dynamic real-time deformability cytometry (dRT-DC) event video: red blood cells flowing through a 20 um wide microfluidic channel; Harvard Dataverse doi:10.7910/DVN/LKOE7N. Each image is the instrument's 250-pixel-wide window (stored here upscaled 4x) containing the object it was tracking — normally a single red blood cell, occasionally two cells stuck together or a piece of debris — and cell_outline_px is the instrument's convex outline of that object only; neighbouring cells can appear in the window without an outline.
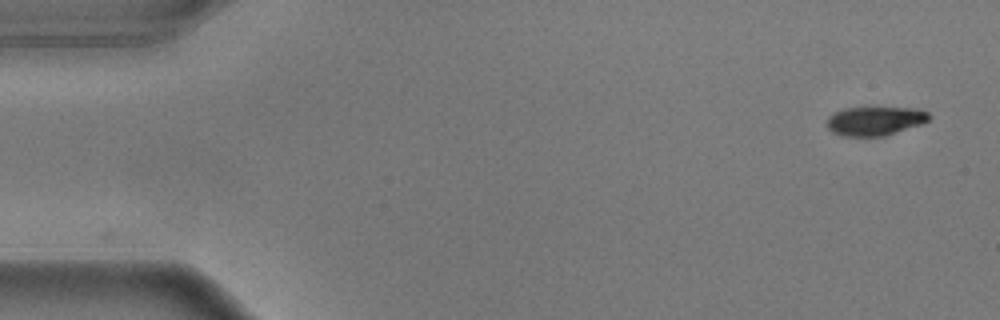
{"species": "common noctule bat (a hibernating species)", "species_latin": "Nyctalus noctula", "temperature_condition": "warm", "stored_images_in_passage": 54, "camera_frame_rate_fps": 3000, "um_per_image_px": 0.085, "animal": {"sex": "male", "body_mass_g": 17.9}, "frame": {"image": 1, "passage_image": 1, "time_ms": 0.0, "image_size_px": [1000, 320], "cell_outline_px": [[932, 116], [928, 120], [920, 124], [884, 136], [844, 136], [832, 132], [828, 128], [828, 116], [832, 112], [844, 108], [868, 104], [872, 104], [916, 108], [928, 112]], "centroid_in_image_um": [74.37, 10.2], "position_along_channel_um": 10.6, "area_um2": 18.21}}
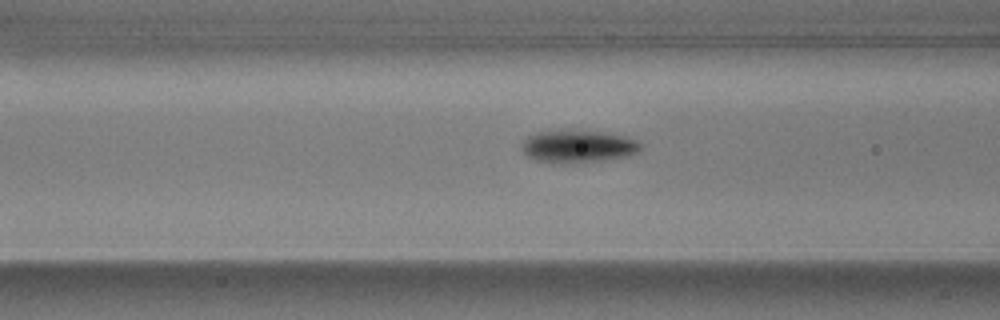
{"frame": {"image": 2, "passage_image": 20, "time_ms": 6.333, "image_size_px": [1000, 320], "cell_outline_px": [[644, 148], [628, 156], [604, 160], [572, 164], [556, 164], [532, 160], [520, 148], [520, 144], [528, 136], [536, 132], [604, 132], [624, 136], [636, 140], [644, 144]], "centroid_in_image_um": [49.13, 12.49], "position_along_channel_um": 117.5, "area_um2": 22.6}}
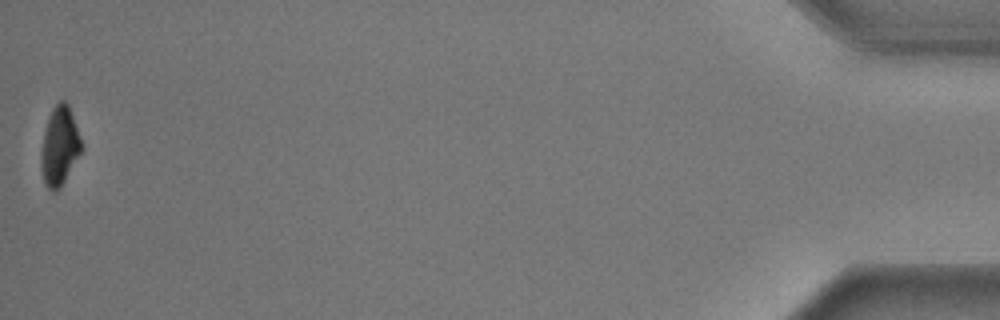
{"frame": {"image": 3, "passage_image": 54, "time_ms": 17.667, "image_size_px": [1000, 320], "cell_outline_px": [[84, 148], [60, 188], [56, 192], [52, 192], [44, 184], [40, 168], [40, 156], [44, 132], [48, 116], [52, 108], [60, 100], [64, 100], [68, 104], [80, 136]], "centroid_in_image_um": [5.05, 12.45], "position_along_channel_um": 430.1, "area_um2": 18.79}, "authors_computed_cell_mechanics": {"area_um2": 20.2589, "velocity_mm_per_s": 3.6146, "shape_relaxation_time_tau1_ms": 1.9025, "shape_relaxation_time_tau2_ms": null, "deformation_change_tau1": 0.1383, "deformation_change_tau2": null}}